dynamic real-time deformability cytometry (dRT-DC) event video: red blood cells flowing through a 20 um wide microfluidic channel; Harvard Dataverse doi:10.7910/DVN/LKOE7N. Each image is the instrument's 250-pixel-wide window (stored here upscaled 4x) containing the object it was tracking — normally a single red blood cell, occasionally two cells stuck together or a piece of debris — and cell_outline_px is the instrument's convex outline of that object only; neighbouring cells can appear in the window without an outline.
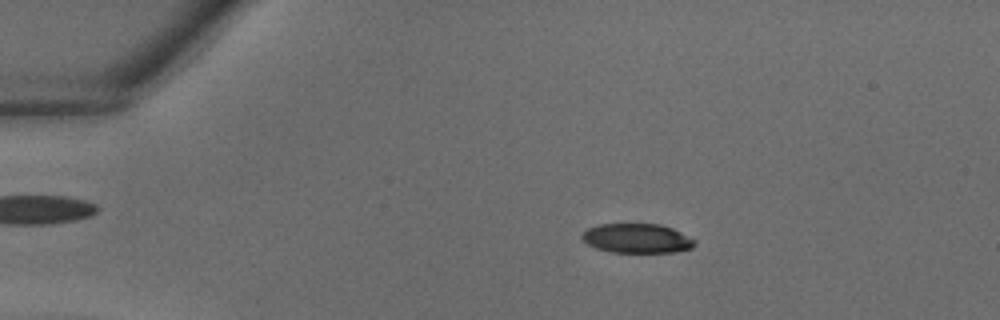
{"species": "common noctule bat (a hibernating species)", "species_latin": "Nyctalus noctula", "temperature_condition": "warm", "stored_images_in_passage": 38, "camera_frame_rate_fps": 3000, "um_per_image_px": 0.085, "animal": {"sex": "male", "body_mass_g": 18.8}, "frame": {"image": 1, "passage_image": 7, "time_ms": 2.0, "image_size_px": [1000, 320], "cell_outline_px": [[696, 244], [692, 248], [676, 252], [612, 252], [596, 248], [588, 244], [580, 236], [588, 228], [600, 224], [660, 224], [672, 228], [696, 240]], "centroid_in_image_um": [54.17, 20.26], "position_along_channel_um": 30.8, "area_um2": 19.25}}
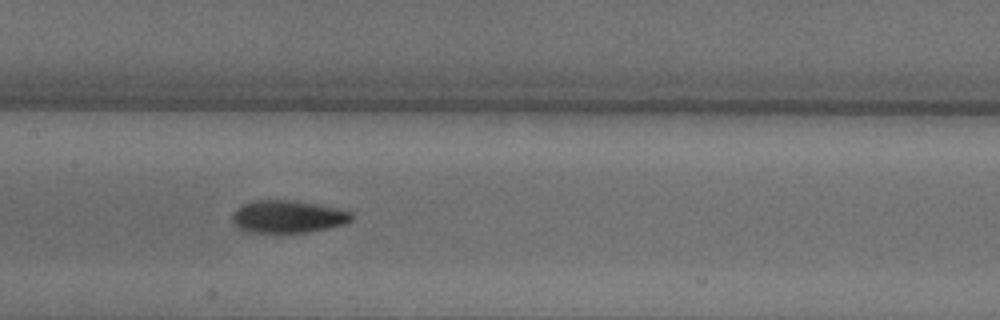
{"frame": {"image": 2, "passage_image": 19, "time_ms": 6.0, "image_size_px": [1000, 320], "cell_outline_px": [[352, 220], [344, 224], [328, 228], [304, 232], [248, 232], [240, 228], [232, 220], [232, 212], [236, 208], [244, 204], [256, 200], [296, 200], [336, 208], [352, 212]], "centroid_in_image_um": [24.46, 18.4], "position_along_channel_um": 182.9, "area_um2": 22.43}}
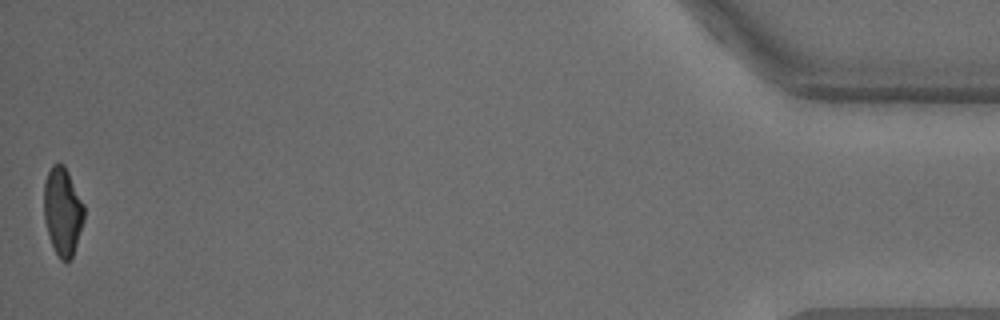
{"frame": {"image": 3, "passage_image": 38, "time_ms": 12.333, "image_size_px": [1000, 320], "cell_outline_px": [[84, 220], [72, 256], [68, 260], [60, 260], [48, 236], [44, 220], [44, 184], [48, 172], [52, 164], [64, 164], [84, 204]], "centroid_in_image_um": [5.31, 17.95], "position_along_channel_um": 429.9, "area_um2": 20.4}}